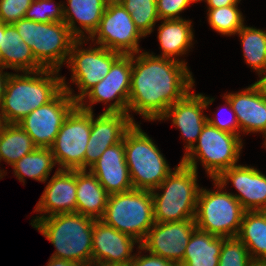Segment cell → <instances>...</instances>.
<instances>
[{"mask_svg":"<svg viewBox=\"0 0 266 266\" xmlns=\"http://www.w3.org/2000/svg\"><path fill=\"white\" fill-rule=\"evenodd\" d=\"M140 53V54H139ZM187 64L147 51L132 54V75L127 113L156 121L195 86Z\"/></svg>","mask_w":266,"mask_h":266,"instance_id":"cell-1","label":"cell"},{"mask_svg":"<svg viewBox=\"0 0 266 266\" xmlns=\"http://www.w3.org/2000/svg\"><path fill=\"white\" fill-rule=\"evenodd\" d=\"M59 70L43 69L11 73L6 83L0 116L5 123H18L51 101L62 89Z\"/></svg>","mask_w":266,"mask_h":266,"instance_id":"cell-2","label":"cell"},{"mask_svg":"<svg viewBox=\"0 0 266 266\" xmlns=\"http://www.w3.org/2000/svg\"><path fill=\"white\" fill-rule=\"evenodd\" d=\"M94 221L74 212L31 220L30 224L56 248L51 257L90 265Z\"/></svg>","mask_w":266,"mask_h":266,"instance_id":"cell-3","label":"cell"},{"mask_svg":"<svg viewBox=\"0 0 266 266\" xmlns=\"http://www.w3.org/2000/svg\"><path fill=\"white\" fill-rule=\"evenodd\" d=\"M197 179L198 172L180 161L163 182L151 191L154 222L195 219L200 190Z\"/></svg>","mask_w":266,"mask_h":266,"instance_id":"cell-4","label":"cell"},{"mask_svg":"<svg viewBox=\"0 0 266 266\" xmlns=\"http://www.w3.org/2000/svg\"><path fill=\"white\" fill-rule=\"evenodd\" d=\"M123 140L133 188L152 191L173 171L158 146L138 122L126 131Z\"/></svg>","mask_w":266,"mask_h":266,"instance_id":"cell-5","label":"cell"},{"mask_svg":"<svg viewBox=\"0 0 266 266\" xmlns=\"http://www.w3.org/2000/svg\"><path fill=\"white\" fill-rule=\"evenodd\" d=\"M12 25L44 69L60 71L67 63L77 38L64 22H35L22 18Z\"/></svg>","mask_w":266,"mask_h":266,"instance_id":"cell-6","label":"cell"},{"mask_svg":"<svg viewBox=\"0 0 266 266\" xmlns=\"http://www.w3.org/2000/svg\"><path fill=\"white\" fill-rule=\"evenodd\" d=\"M243 140L206 123L193 148L181 158V162L198 172V163L202 164L210 179H216L223 171L238 165Z\"/></svg>","mask_w":266,"mask_h":266,"instance_id":"cell-7","label":"cell"},{"mask_svg":"<svg viewBox=\"0 0 266 266\" xmlns=\"http://www.w3.org/2000/svg\"><path fill=\"white\" fill-rule=\"evenodd\" d=\"M216 190L200 187L195 215L196 228L218 237L237 236L244 208L224 187L212 179Z\"/></svg>","mask_w":266,"mask_h":266,"instance_id":"cell-8","label":"cell"},{"mask_svg":"<svg viewBox=\"0 0 266 266\" xmlns=\"http://www.w3.org/2000/svg\"><path fill=\"white\" fill-rule=\"evenodd\" d=\"M100 220L141 243L155 223L151 191L133 188L109 195Z\"/></svg>","mask_w":266,"mask_h":266,"instance_id":"cell-9","label":"cell"},{"mask_svg":"<svg viewBox=\"0 0 266 266\" xmlns=\"http://www.w3.org/2000/svg\"><path fill=\"white\" fill-rule=\"evenodd\" d=\"M87 42L89 43L87 39H77L66 63L72 73L70 82L77 85L79 94H74L66 77L62 76L63 88L76 103L109 73L112 64L122 55L95 44L94 47L90 44V47L83 48Z\"/></svg>","mask_w":266,"mask_h":266,"instance_id":"cell-10","label":"cell"},{"mask_svg":"<svg viewBox=\"0 0 266 266\" xmlns=\"http://www.w3.org/2000/svg\"><path fill=\"white\" fill-rule=\"evenodd\" d=\"M144 37L120 2H107L97 29L87 40L122 55H132L142 51L139 40Z\"/></svg>","mask_w":266,"mask_h":266,"instance_id":"cell-11","label":"cell"},{"mask_svg":"<svg viewBox=\"0 0 266 266\" xmlns=\"http://www.w3.org/2000/svg\"><path fill=\"white\" fill-rule=\"evenodd\" d=\"M91 134V112L76 106L64 120L51 146L59 170L84 169V156Z\"/></svg>","mask_w":266,"mask_h":266,"instance_id":"cell-12","label":"cell"},{"mask_svg":"<svg viewBox=\"0 0 266 266\" xmlns=\"http://www.w3.org/2000/svg\"><path fill=\"white\" fill-rule=\"evenodd\" d=\"M131 75L132 55H121L112 64L109 73L77 102V106L94 112V104L102 102L108 105L103 112L127 113Z\"/></svg>","mask_w":266,"mask_h":266,"instance_id":"cell-13","label":"cell"},{"mask_svg":"<svg viewBox=\"0 0 266 266\" xmlns=\"http://www.w3.org/2000/svg\"><path fill=\"white\" fill-rule=\"evenodd\" d=\"M76 106L77 103L63 88L51 101L19 121L18 125L37 148H51L64 120Z\"/></svg>","mask_w":266,"mask_h":266,"instance_id":"cell-14","label":"cell"},{"mask_svg":"<svg viewBox=\"0 0 266 266\" xmlns=\"http://www.w3.org/2000/svg\"><path fill=\"white\" fill-rule=\"evenodd\" d=\"M195 228V219L155 222L140 246L143 253L149 252L179 265L183 261L187 244Z\"/></svg>","mask_w":266,"mask_h":266,"instance_id":"cell-15","label":"cell"},{"mask_svg":"<svg viewBox=\"0 0 266 266\" xmlns=\"http://www.w3.org/2000/svg\"><path fill=\"white\" fill-rule=\"evenodd\" d=\"M214 101L215 98L213 97L189 91L182 99L170 106L160 118V122L171 119L172 126L180 129L182 139L186 144L184 155L196 144L203 127L208 122L204 110Z\"/></svg>","mask_w":266,"mask_h":266,"instance_id":"cell-16","label":"cell"},{"mask_svg":"<svg viewBox=\"0 0 266 266\" xmlns=\"http://www.w3.org/2000/svg\"><path fill=\"white\" fill-rule=\"evenodd\" d=\"M224 189L229 182L237 193L231 194L245 211H266V175L254 166L236 165L223 171L216 179Z\"/></svg>","mask_w":266,"mask_h":266,"instance_id":"cell-17","label":"cell"},{"mask_svg":"<svg viewBox=\"0 0 266 266\" xmlns=\"http://www.w3.org/2000/svg\"><path fill=\"white\" fill-rule=\"evenodd\" d=\"M91 112V134L84 156V169H89L103 152L123 140L133 125L128 113L102 112L95 118Z\"/></svg>","mask_w":266,"mask_h":266,"instance_id":"cell-18","label":"cell"},{"mask_svg":"<svg viewBox=\"0 0 266 266\" xmlns=\"http://www.w3.org/2000/svg\"><path fill=\"white\" fill-rule=\"evenodd\" d=\"M231 102L239 124V136L248 133L262 134L266 138V94L255 81L238 92L224 94Z\"/></svg>","mask_w":266,"mask_h":266,"instance_id":"cell-19","label":"cell"},{"mask_svg":"<svg viewBox=\"0 0 266 266\" xmlns=\"http://www.w3.org/2000/svg\"><path fill=\"white\" fill-rule=\"evenodd\" d=\"M76 170H57L50 178L35 206L39 220L60 213L76 212Z\"/></svg>","mask_w":266,"mask_h":266,"instance_id":"cell-20","label":"cell"},{"mask_svg":"<svg viewBox=\"0 0 266 266\" xmlns=\"http://www.w3.org/2000/svg\"><path fill=\"white\" fill-rule=\"evenodd\" d=\"M140 246L135 238L119 232L101 220H95L92 233V262L122 263L130 265Z\"/></svg>","mask_w":266,"mask_h":266,"instance_id":"cell-21","label":"cell"},{"mask_svg":"<svg viewBox=\"0 0 266 266\" xmlns=\"http://www.w3.org/2000/svg\"><path fill=\"white\" fill-rule=\"evenodd\" d=\"M89 170L109 195L133 189L125 159L124 140L108 147Z\"/></svg>","mask_w":266,"mask_h":266,"instance_id":"cell-22","label":"cell"},{"mask_svg":"<svg viewBox=\"0 0 266 266\" xmlns=\"http://www.w3.org/2000/svg\"><path fill=\"white\" fill-rule=\"evenodd\" d=\"M66 2L67 5L63 3V22L77 39H88L97 29L107 1L66 0Z\"/></svg>","mask_w":266,"mask_h":266,"instance_id":"cell-23","label":"cell"},{"mask_svg":"<svg viewBox=\"0 0 266 266\" xmlns=\"http://www.w3.org/2000/svg\"><path fill=\"white\" fill-rule=\"evenodd\" d=\"M160 21L161 24L157 29V38L162 51L161 54L156 56L166 57L188 64L185 59L183 60L179 57H183L185 54L187 55L190 49H192L191 47L194 46V28L192 21L185 18Z\"/></svg>","mask_w":266,"mask_h":266,"instance_id":"cell-24","label":"cell"},{"mask_svg":"<svg viewBox=\"0 0 266 266\" xmlns=\"http://www.w3.org/2000/svg\"><path fill=\"white\" fill-rule=\"evenodd\" d=\"M0 67L15 72H32L44 68L35 60L31 48L26 44L12 24H5L0 45Z\"/></svg>","mask_w":266,"mask_h":266,"instance_id":"cell-25","label":"cell"},{"mask_svg":"<svg viewBox=\"0 0 266 266\" xmlns=\"http://www.w3.org/2000/svg\"><path fill=\"white\" fill-rule=\"evenodd\" d=\"M76 186V212L100 220L109 194L89 169L76 170Z\"/></svg>","mask_w":266,"mask_h":266,"instance_id":"cell-26","label":"cell"},{"mask_svg":"<svg viewBox=\"0 0 266 266\" xmlns=\"http://www.w3.org/2000/svg\"><path fill=\"white\" fill-rule=\"evenodd\" d=\"M223 237L195 228L178 266H218Z\"/></svg>","mask_w":266,"mask_h":266,"instance_id":"cell-27","label":"cell"},{"mask_svg":"<svg viewBox=\"0 0 266 266\" xmlns=\"http://www.w3.org/2000/svg\"><path fill=\"white\" fill-rule=\"evenodd\" d=\"M237 237L253 261H266V211H245Z\"/></svg>","mask_w":266,"mask_h":266,"instance_id":"cell-28","label":"cell"},{"mask_svg":"<svg viewBox=\"0 0 266 266\" xmlns=\"http://www.w3.org/2000/svg\"><path fill=\"white\" fill-rule=\"evenodd\" d=\"M56 165L51 148H36L33 152L23 156L12 167L14 176L20 182L25 183L27 176L45 183Z\"/></svg>","mask_w":266,"mask_h":266,"instance_id":"cell-29","label":"cell"},{"mask_svg":"<svg viewBox=\"0 0 266 266\" xmlns=\"http://www.w3.org/2000/svg\"><path fill=\"white\" fill-rule=\"evenodd\" d=\"M36 148L31 137L18 123H5L0 132V162L3 160L12 166Z\"/></svg>","mask_w":266,"mask_h":266,"instance_id":"cell-30","label":"cell"},{"mask_svg":"<svg viewBox=\"0 0 266 266\" xmlns=\"http://www.w3.org/2000/svg\"><path fill=\"white\" fill-rule=\"evenodd\" d=\"M235 35L240 37L246 64L260 78L266 72V30L244 25Z\"/></svg>","mask_w":266,"mask_h":266,"instance_id":"cell-31","label":"cell"},{"mask_svg":"<svg viewBox=\"0 0 266 266\" xmlns=\"http://www.w3.org/2000/svg\"><path fill=\"white\" fill-rule=\"evenodd\" d=\"M238 5L207 8V21L215 32L234 36L245 25V18Z\"/></svg>","mask_w":266,"mask_h":266,"instance_id":"cell-32","label":"cell"},{"mask_svg":"<svg viewBox=\"0 0 266 266\" xmlns=\"http://www.w3.org/2000/svg\"><path fill=\"white\" fill-rule=\"evenodd\" d=\"M123 7L131 14L135 26L146 37L154 31L160 21L156 0H120Z\"/></svg>","mask_w":266,"mask_h":266,"instance_id":"cell-33","label":"cell"},{"mask_svg":"<svg viewBox=\"0 0 266 266\" xmlns=\"http://www.w3.org/2000/svg\"><path fill=\"white\" fill-rule=\"evenodd\" d=\"M252 259L247 247L237 237H223L218 266H251Z\"/></svg>","mask_w":266,"mask_h":266,"instance_id":"cell-34","label":"cell"},{"mask_svg":"<svg viewBox=\"0 0 266 266\" xmlns=\"http://www.w3.org/2000/svg\"><path fill=\"white\" fill-rule=\"evenodd\" d=\"M56 3L54 0H33L24 18L35 22H63V2Z\"/></svg>","mask_w":266,"mask_h":266,"instance_id":"cell-35","label":"cell"},{"mask_svg":"<svg viewBox=\"0 0 266 266\" xmlns=\"http://www.w3.org/2000/svg\"><path fill=\"white\" fill-rule=\"evenodd\" d=\"M33 0H0V22L13 24L24 18Z\"/></svg>","mask_w":266,"mask_h":266,"instance_id":"cell-36","label":"cell"},{"mask_svg":"<svg viewBox=\"0 0 266 266\" xmlns=\"http://www.w3.org/2000/svg\"><path fill=\"white\" fill-rule=\"evenodd\" d=\"M160 20L182 19L180 15L193 0H156Z\"/></svg>","mask_w":266,"mask_h":266,"instance_id":"cell-37","label":"cell"},{"mask_svg":"<svg viewBox=\"0 0 266 266\" xmlns=\"http://www.w3.org/2000/svg\"><path fill=\"white\" fill-rule=\"evenodd\" d=\"M223 99L225 101V106L224 108L226 109H229L233 115V117H231V119H227V120H222L221 116L223 115V108H221L222 110H220V108L218 109L217 107V113H215L214 115H217L216 117H209L207 116V121L208 123H210L212 126L218 128L219 130H223V131H226V132H229V133H232V134H236V135H239V124H238V121H237V118H236V115L233 111V108H232V105H231V102L229 101V99L223 95ZM228 106V107H227ZM225 109V110H226ZM224 110V111H225ZM230 113V114H231ZM220 114V115H219ZM225 114V113H224ZM219 115V116H218ZM218 117V118H217ZM225 119V118H223Z\"/></svg>","mask_w":266,"mask_h":266,"instance_id":"cell-38","label":"cell"},{"mask_svg":"<svg viewBox=\"0 0 266 266\" xmlns=\"http://www.w3.org/2000/svg\"><path fill=\"white\" fill-rule=\"evenodd\" d=\"M137 249L138 252L135 254L129 266H178L172 261L166 260L151 253H149V255L141 254L143 251L141 246L137 247Z\"/></svg>","mask_w":266,"mask_h":266,"instance_id":"cell-39","label":"cell"},{"mask_svg":"<svg viewBox=\"0 0 266 266\" xmlns=\"http://www.w3.org/2000/svg\"><path fill=\"white\" fill-rule=\"evenodd\" d=\"M46 266H89V265H85L83 263H77L74 261H69V260H65L61 258L50 257Z\"/></svg>","mask_w":266,"mask_h":266,"instance_id":"cell-40","label":"cell"},{"mask_svg":"<svg viewBox=\"0 0 266 266\" xmlns=\"http://www.w3.org/2000/svg\"><path fill=\"white\" fill-rule=\"evenodd\" d=\"M241 0H207V8H219L230 5H238Z\"/></svg>","mask_w":266,"mask_h":266,"instance_id":"cell-41","label":"cell"},{"mask_svg":"<svg viewBox=\"0 0 266 266\" xmlns=\"http://www.w3.org/2000/svg\"><path fill=\"white\" fill-rule=\"evenodd\" d=\"M3 70H5V69L0 67V107H1L2 102H3L6 83L8 81L10 74H11V72H7V71L4 72Z\"/></svg>","mask_w":266,"mask_h":266,"instance_id":"cell-42","label":"cell"},{"mask_svg":"<svg viewBox=\"0 0 266 266\" xmlns=\"http://www.w3.org/2000/svg\"><path fill=\"white\" fill-rule=\"evenodd\" d=\"M89 266H129L122 263L92 262Z\"/></svg>","mask_w":266,"mask_h":266,"instance_id":"cell-43","label":"cell"},{"mask_svg":"<svg viewBox=\"0 0 266 266\" xmlns=\"http://www.w3.org/2000/svg\"><path fill=\"white\" fill-rule=\"evenodd\" d=\"M266 94V72L257 80Z\"/></svg>","mask_w":266,"mask_h":266,"instance_id":"cell-44","label":"cell"},{"mask_svg":"<svg viewBox=\"0 0 266 266\" xmlns=\"http://www.w3.org/2000/svg\"><path fill=\"white\" fill-rule=\"evenodd\" d=\"M5 30V23L0 22V45H2V33Z\"/></svg>","mask_w":266,"mask_h":266,"instance_id":"cell-45","label":"cell"},{"mask_svg":"<svg viewBox=\"0 0 266 266\" xmlns=\"http://www.w3.org/2000/svg\"><path fill=\"white\" fill-rule=\"evenodd\" d=\"M251 266H266V261H252Z\"/></svg>","mask_w":266,"mask_h":266,"instance_id":"cell-46","label":"cell"},{"mask_svg":"<svg viewBox=\"0 0 266 266\" xmlns=\"http://www.w3.org/2000/svg\"><path fill=\"white\" fill-rule=\"evenodd\" d=\"M4 125H5V122H4L3 118L0 116V132H1Z\"/></svg>","mask_w":266,"mask_h":266,"instance_id":"cell-47","label":"cell"},{"mask_svg":"<svg viewBox=\"0 0 266 266\" xmlns=\"http://www.w3.org/2000/svg\"><path fill=\"white\" fill-rule=\"evenodd\" d=\"M5 173V170L0 169V180L6 175Z\"/></svg>","mask_w":266,"mask_h":266,"instance_id":"cell-48","label":"cell"},{"mask_svg":"<svg viewBox=\"0 0 266 266\" xmlns=\"http://www.w3.org/2000/svg\"><path fill=\"white\" fill-rule=\"evenodd\" d=\"M201 2V1H204V2H206L207 0H193V3H198V2Z\"/></svg>","mask_w":266,"mask_h":266,"instance_id":"cell-49","label":"cell"},{"mask_svg":"<svg viewBox=\"0 0 266 266\" xmlns=\"http://www.w3.org/2000/svg\"><path fill=\"white\" fill-rule=\"evenodd\" d=\"M107 2H119L120 0H106Z\"/></svg>","mask_w":266,"mask_h":266,"instance_id":"cell-50","label":"cell"},{"mask_svg":"<svg viewBox=\"0 0 266 266\" xmlns=\"http://www.w3.org/2000/svg\"><path fill=\"white\" fill-rule=\"evenodd\" d=\"M263 145L266 148V138L264 139Z\"/></svg>","mask_w":266,"mask_h":266,"instance_id":"cell-51","label":"cell"}]
</instances>
